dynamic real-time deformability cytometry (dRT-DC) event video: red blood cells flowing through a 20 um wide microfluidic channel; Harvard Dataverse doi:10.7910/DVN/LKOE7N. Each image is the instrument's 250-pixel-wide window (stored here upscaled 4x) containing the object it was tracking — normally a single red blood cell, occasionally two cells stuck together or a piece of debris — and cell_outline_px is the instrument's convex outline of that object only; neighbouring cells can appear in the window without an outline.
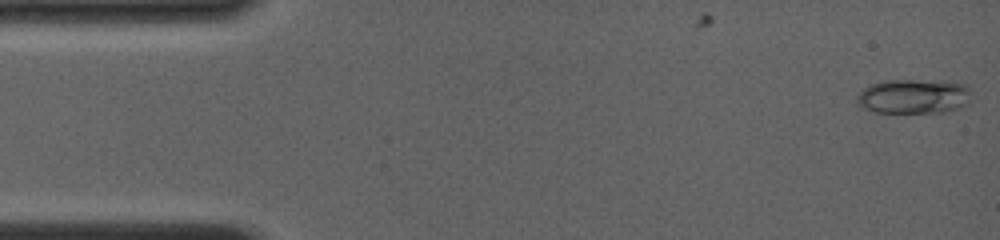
{"species": "common noctule bat (a hibernating species)", "species_latin": "Nyctalus noctula", "temperature_condition": "room temperature", "stored_images_in_passage": 75, "camera_frame_rate_fps": 4000, "um_per_image_px": 0.085, "animal": {"sex": "female", "body_mass_g": 19.0, "forearm_length_mm": 56.7}, "frame": {"image": 1, "passage_image": 1, "time_ms": 0.0, "image_size_px": [1000, 240], "cell_outline_px": [[968, 88], [964, 104], [948, 112], [872, 112], [864, 108], [856, 100], [856, 96], [864, 88], [872, 84], [888, 80], [912, 80], [960, 84]], "centroid_in_image_um": [77.53, 8.21], "position_along_channel_um": 7.5, "area_um2": 22.08}}
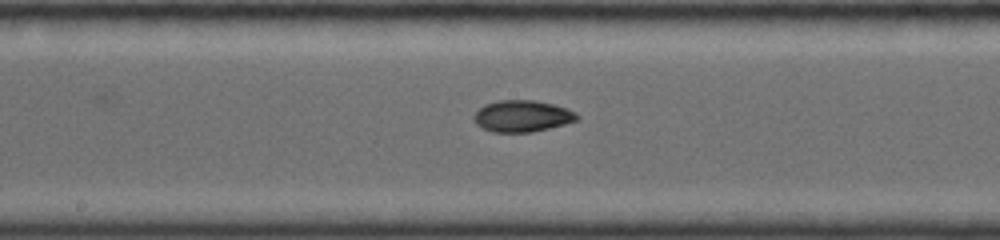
{"frame": {"image": 2, "passage_image": 37, "time_ms": 7.75, "image_size_px": [1000, 240], "cell_outline_px": [[580, 120], [532, 132], [492, 132], [476, 124], [472, 116], [484, 104], [500, 100], [536, 100], [568, 108], [576, 112], [580, 116]], "centroid_in_image_um": [44.42, 9.86], "position_along_channel_um": 203.8, "area_um2": 19.07}}
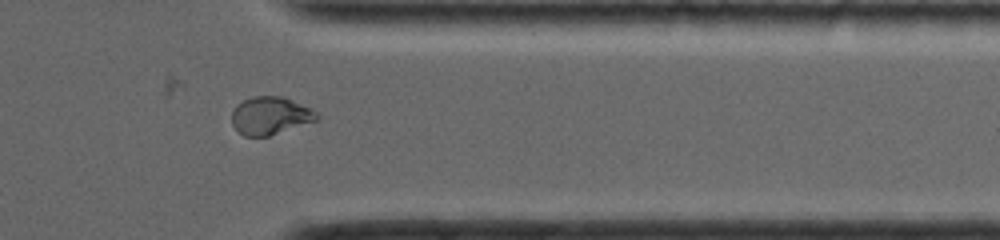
{"frame": {"image": 3, "passage_image": 67, "time_ms": 12.25, "image_size_px": [1000, 240], "cell_outline_px": [[316, 120], [268, 136], [244, 136], [232, 124], [232, 112], [236, 104], [252, 96], [280, 96], [308, 108], [316, 112]], "centroid_in_image_um": [22.9, 9.83], "position_along_channel_um": 388.5, "area_um2": 18.15}, "authors_computed_cell_mechanics": {"area_um2": 19.0162, "velocity_mm_per_s": 4.0974, "shape_relaxation_time_tau1_ms": null, "shape_relaxation_time_tau2_ms": 2.8709, "deformation_change_tau1": null, "deformation_change_tau2": 0.0541}}